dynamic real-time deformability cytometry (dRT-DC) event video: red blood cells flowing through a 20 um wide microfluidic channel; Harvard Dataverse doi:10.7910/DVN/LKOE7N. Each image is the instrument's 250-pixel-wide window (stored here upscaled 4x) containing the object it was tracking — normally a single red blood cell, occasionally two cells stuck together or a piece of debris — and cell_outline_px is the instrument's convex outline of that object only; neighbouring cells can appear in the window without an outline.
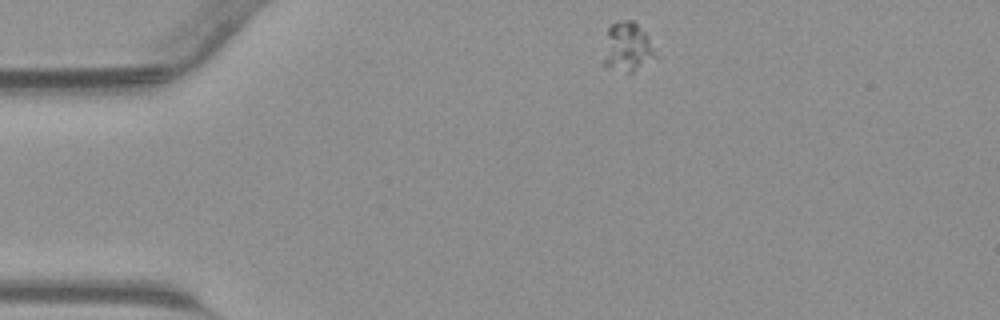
{"species": "common noctule bat (a hibernating species)", "species_latin": "Nyctalus noctula", "temperature_condition": "warm", "stored_images_in_passage": 38, "camera_frame_rate_fps": 3000, "um_per_image_px": 0.085, "animal": {"sex": "male", "body_mass_g": 23.1, "forearm_length_mm": 52.7}, "frame": {"image": 1, "passage_image": 1, "time_ms": 0.0, "image_size_px": [1000, 320], "cell_outline_px": [[664, 56], [632, 72], [628, 72], [604, 68], [604, 60], [608, 28], [612, 24], [624, 20], [632, 20], [648, 36]], "centroid_in_image_um": [53.46, 4.05], "position_along_channel_um": 31.5, "area_um2": 15.37}}
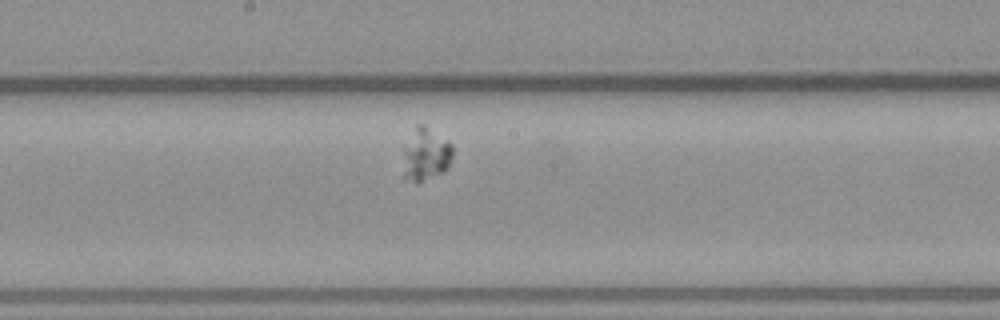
{"frame": {"image": 2, "passage_image": 17, "time_ms": 5.333, "image_size_px": [1000, 320], "cell_outline_px": [[452, 156], [448, 168], [444, 172], [420, 184], [416, 184], [404, 180], [404, 148], [416, 124], [424, 124], [452, 144]], "centroid_in_image_um": [36.19, 13.18], "position_along_channel_um": 212.0, "area_um2": 15.49}}
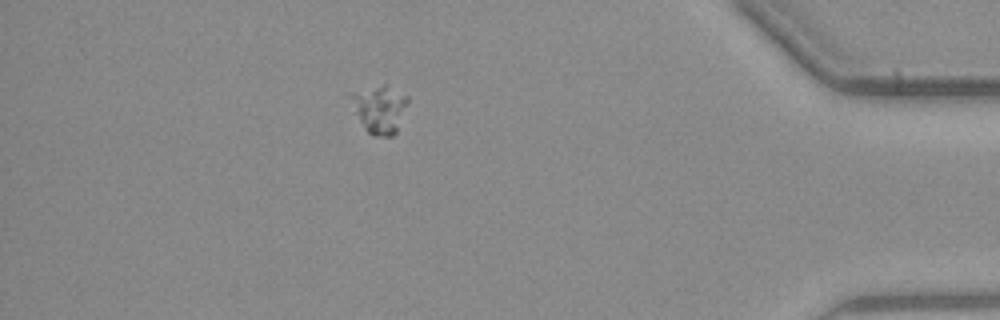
{"frame": {"image": 3, "passage_image": 33, "time_ms": 10.667, "image_size_px": [1000, 320], "cell_outline_px": [[408, 104], [396, 132], [392, 136], [372, 136], [368, 132], [360, 120], [348, 96], [384, 84], [388, 84], [408, 96]], "centroid_in_image_um": [32.33, 9.28], "position_along_channel_um": 402.9, "area_um2": 15.43}}